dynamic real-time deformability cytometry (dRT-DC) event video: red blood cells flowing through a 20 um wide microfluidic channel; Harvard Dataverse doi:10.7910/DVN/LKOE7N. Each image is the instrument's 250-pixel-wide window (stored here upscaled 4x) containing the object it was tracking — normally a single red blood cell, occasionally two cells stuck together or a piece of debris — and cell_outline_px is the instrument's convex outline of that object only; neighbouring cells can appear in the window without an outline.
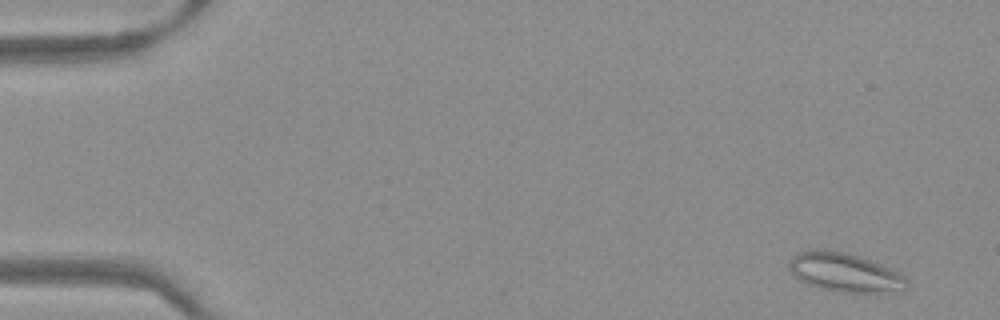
{"species": "Egyptian fruit bat (a non-hibernating species)", "species_latin": "Rousettus aegyptiacus", "temperature_condition": "warm", "stored_images_in_passage": 49, "camera_frame_rate_fps": 3000, "um_per_image_px": 0.085, "frame": {"image": 1, "passage_image": 1, "time_ms": 0.0, "image_size_px": [1000, 320], "cell_outline_px": [[908, 280], [904, 288], [876, 292], [848, 292], [820, 288], [808, 284], [800, 280], [788, 268], [788, 264], [792, 256], [800, 252], [812, 248], [824, 248], [844, 252], [860, 256], [892, 268], [900, 272]], "centroid_in_image_um": [71.76, 23.11], "position_along_channel_um": 13.2, "area_um2": 26.47}}
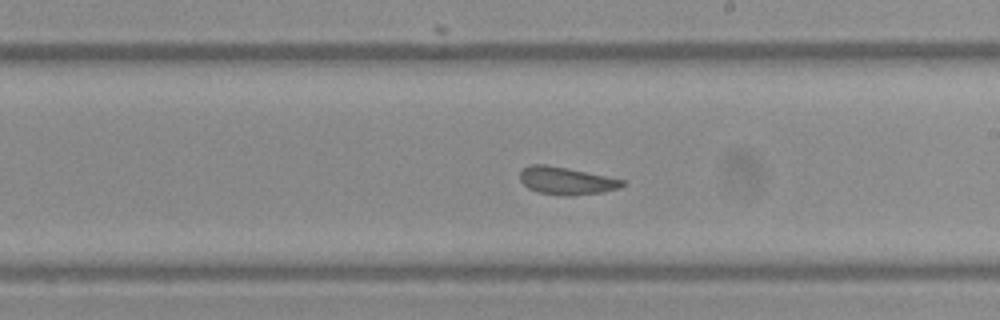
{"frame": {"image": 2, "passage_image": 28, "time_ms": 9.0, "image_size_px": [1000, 320], "cell_outline_px": [[624, 184], [620, 188], [600, 192], [572, 196], [564, 196], [536, 192], [528, 188], [520, 180], [520, 172], [524, 168], [532, 164], [544, 164], [568, 168], [624, 180]], "centroid_in_image_um": [48.1, 15.37], "position_along_channel_um": 240.9, "area_um2": 16.36}}
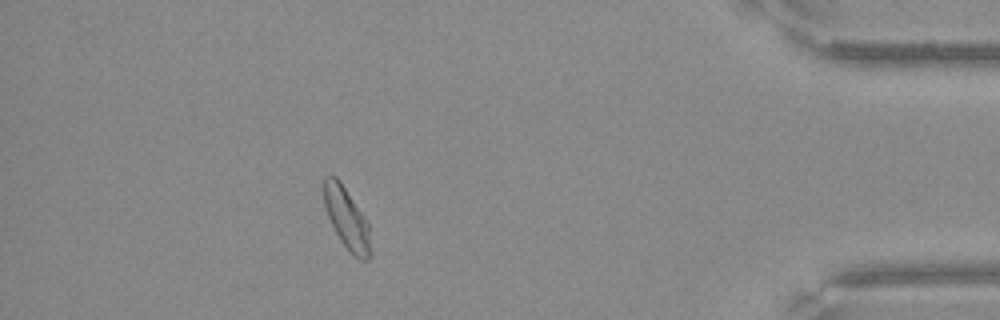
{"frame": {"image": 3, "passage_image": 44, "time_ms": 14.333, "image_size_px": [1000, 320], "cell_outline_px": [[372, 252], [368, 260], [360, 260], [340, 240], [324, 208], [324, 176], [336, 176], [340, 180], [364, 216], [368, 224]], "centroid_in_image_um": [29.48, 18.55], "position_along_channel_um": 405.7, "area_um2": 16.47}}